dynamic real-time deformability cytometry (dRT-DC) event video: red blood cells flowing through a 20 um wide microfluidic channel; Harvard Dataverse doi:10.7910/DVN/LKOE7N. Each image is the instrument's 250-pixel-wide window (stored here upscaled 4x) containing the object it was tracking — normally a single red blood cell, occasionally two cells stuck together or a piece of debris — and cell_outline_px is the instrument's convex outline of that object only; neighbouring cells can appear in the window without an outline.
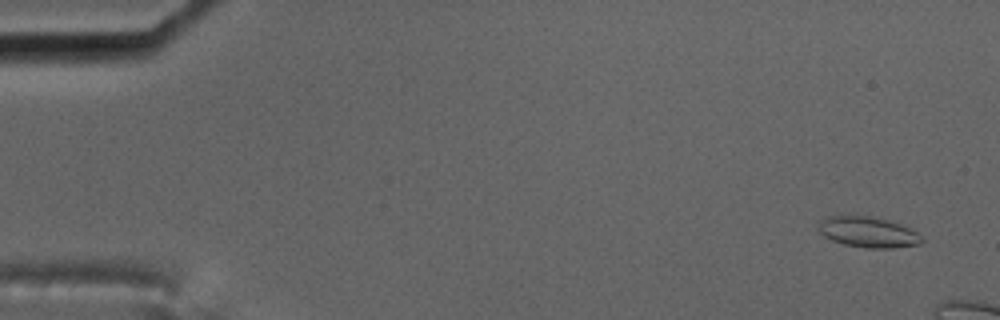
{"species": "common noctule bat (a hibernating species)", "species_latin": "Nyctalus noctula", "temperature_condition": "cold", "stored_images_in_passage": 10, "camera_frame_rate_fps": 3000, "um_per_image_px": 0.085, "animal": {"sex": "male", "body_mass_g": 17.5, "forearm_length_mm": 52.3}, "frame": {"image": 1, "passage_image": 2, "time_ms": 0.333, "image_size_px": [1000, 320], "cell_outline_px": [[924, 240], [920, 244], [892, 248], [864, 248], [844, 244], [832, 240], [824, 236], [816, 228], [816, 220], [828, 216], [852, 212], [872, 216], [888, 220], [900, 224], [916, 232]], "centroid_in_image_um": [73.67, 19.67], "position_along_channel_um": 11.3, "area_um2": 19.25}}